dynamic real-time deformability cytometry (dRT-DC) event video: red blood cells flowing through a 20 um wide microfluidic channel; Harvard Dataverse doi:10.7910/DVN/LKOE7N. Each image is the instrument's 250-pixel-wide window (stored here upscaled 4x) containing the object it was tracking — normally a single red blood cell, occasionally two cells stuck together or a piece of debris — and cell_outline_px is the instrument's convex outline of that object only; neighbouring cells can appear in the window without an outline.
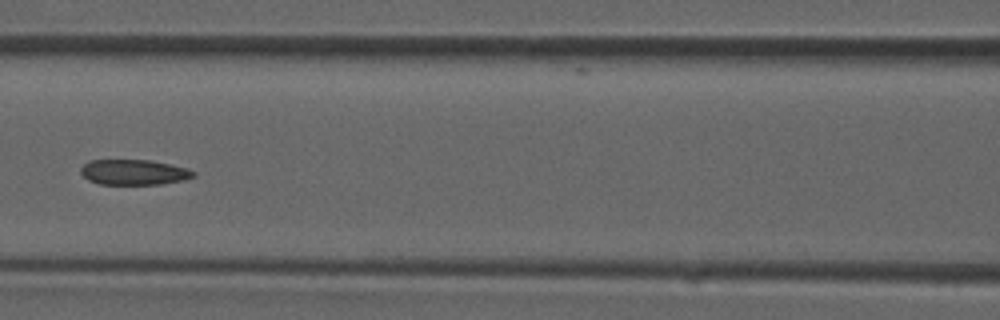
{"species": "common noctule bat (a hibernating species)", "species_latin": "Nyctalus noctula", "temperature_condition": "room temperature", "stored_images_in_passage": 39, "camera_frame_rate_fps": 3000, "um_per_image_px": 0.085, "animal": {"sex": "male", "forearm_length_mm": 52.5}, "frame": {"image": 1, "passage_image": 17, "time_ms": 5.333, "image_size_px": [1000, 320], "cell_outline_px": [[196, 176], [184, 180], [160, 184], [100, 184], [88, 180], [80, 172], [80, 168], [88, 160], [152, 160], [188, 168], [196, 172]], "centroid_in_image_um": [11.4, 14.63], "position_along_channel_um": 155.2, "area_um2": 16.76}}